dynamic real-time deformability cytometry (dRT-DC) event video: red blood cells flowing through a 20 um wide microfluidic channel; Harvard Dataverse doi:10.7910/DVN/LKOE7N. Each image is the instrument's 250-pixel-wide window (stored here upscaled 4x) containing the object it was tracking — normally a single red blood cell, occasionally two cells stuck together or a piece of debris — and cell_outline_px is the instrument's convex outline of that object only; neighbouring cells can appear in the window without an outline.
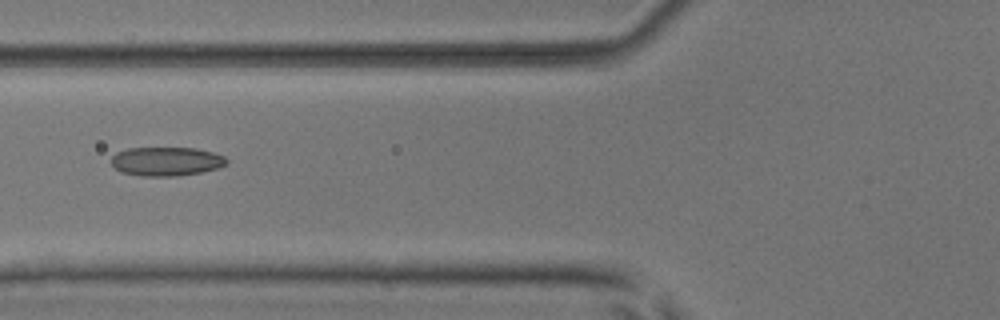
{"species": "common noctule bat (a hibernating species)", "species_latin": "Nyctalus noctula", "temperature_condition": "room temperature", "stored_images_in_passage": 6, "camera_frame_rate_fps": 3000, "um_per_image_px": 0.085, "animal": {"sex": "male", "body_mass_g": 17.9, "forearm_length_mm": 54.2}, "frame": {"image": 1, "passage_image": 6, "time_ms": 5.667, "image_size_px": [1000, 320], "cell_outline_px": [[228, 164], [220, 168], [200, 172], [176, 176], [144, 176], [120, 172], [112, 164], [112, 156], [116, 152], [128, 148], [196, 148], [212, 152], [224, 156], [228, 160]], "centroid_in_image_um": [14.16, 13.72], "position_along_channel_um": 111.6, "area_um2": 19.48}}